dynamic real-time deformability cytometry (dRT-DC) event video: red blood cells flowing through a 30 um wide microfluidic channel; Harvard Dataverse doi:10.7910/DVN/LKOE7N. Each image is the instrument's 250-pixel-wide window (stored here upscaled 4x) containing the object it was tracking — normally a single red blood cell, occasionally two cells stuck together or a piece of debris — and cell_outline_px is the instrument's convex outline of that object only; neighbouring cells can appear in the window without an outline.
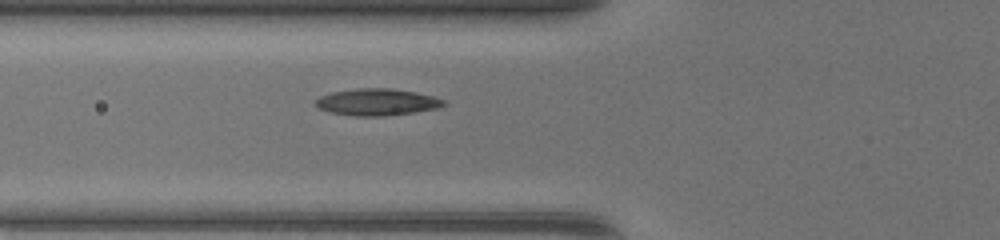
{"species": "common noctule bat (a hibernating species)", "species_latin": "Nyctalus noctula", "temperature_condition": "warm", "stored_images_in_passage": 28, "camera_frame_rate_fps": 3000, "um_per_image_px": 0.085, "animal": {"sex": "female", "body_mass_g": 17.0, "forearm_length_mm": 48.0}, "frame": {"image": 1, "passage_image": 4, "time_ms": 1.0, "image_size_px": [1000, 240], "cell_outline_px": [[448, 104], [436, 108], [412, 112], [380, 116], [352, 116], [328, 112], [312, 104], [320, 96], [332, 92], [360, 88], [392, 88], [416, 92], [432, 96], [444, 100]], "centroid_in_image_um": [32.01, 8.67], "position_along_channel_um": 93.8, "area_um2": 19.94}}
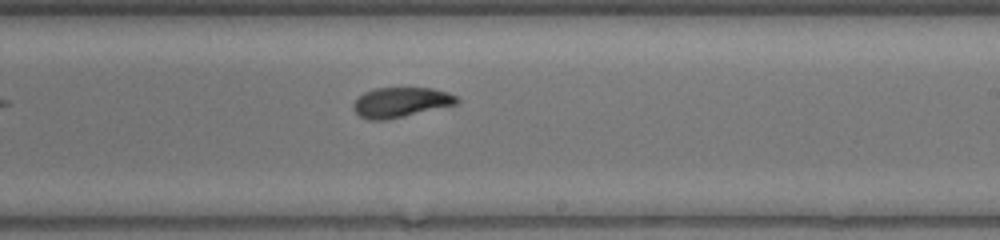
{"frame": {"image": 2, "passage_image": 15, "time_ms": 4.667, "image_size_px": [1000, 240], "cell_outline_px": [[460, 100], [456, 104], [384, 120], [368, 120], [360, 116], [352, 108], [352, 104], [364, 92], [376, 88], [432, 88], [448, 92], [456, 96]], "centroid_in_image_um": [34.05, 8.68], "position_along_channel_um": 255.0, "area_um2": 17.8}}
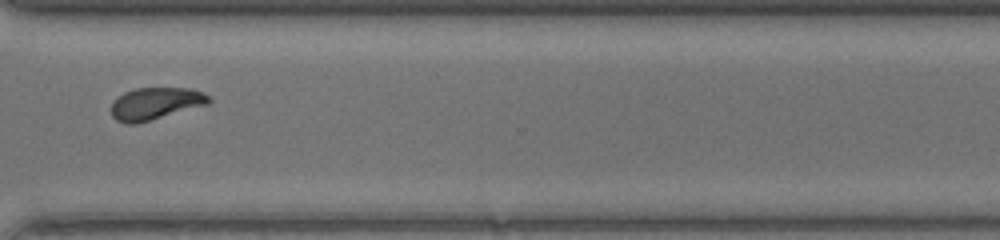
{"frame": {"image": 3, "passage_image": 22, "time_ms": 7.0, "image_size_px": [1000, 240], "cell_outline_px": [[212, 100], [208, 104], [136, 124], [128, 124], [116, 120], [112, 116], [112, 104], [124, 92], [136, 88], [188, 88], [204, 92]], "centroid_in_image_um": [13.23, 8.8], "position_along_channel_um": 357.4, "area_um2": 18.09}, "authors_computed_cell_mechanics": {"area_um2": 18.1781, "velocity_mm_per_s": 4.3967, "shape_relaxation_time_tau1_ms": 4.5907, "shape_relaxation_time_tau2_ms": 1.5548, "deformation_change_tau1": 0.1735, "deformation_change_tau2": 0.0688}}